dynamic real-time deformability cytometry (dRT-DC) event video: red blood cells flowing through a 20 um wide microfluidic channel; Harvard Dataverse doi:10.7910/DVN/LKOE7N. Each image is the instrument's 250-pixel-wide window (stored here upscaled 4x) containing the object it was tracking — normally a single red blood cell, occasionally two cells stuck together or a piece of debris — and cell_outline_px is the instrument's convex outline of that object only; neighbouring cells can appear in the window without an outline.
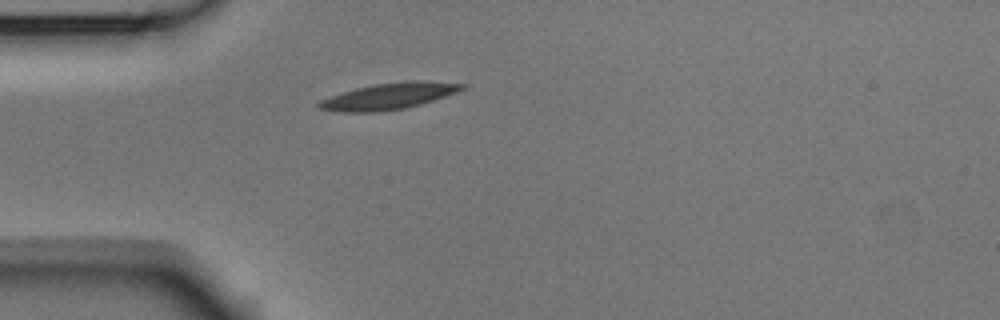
{"species": "Egyptian fruit bat (a non-hibernating species)", "species_latin": "Rousettus aegyptiacus", "temperature_condition": "room temperature", "stored_images_in_passage": 1, "camera_frame_rate_fps": 3000, "um_per_image_px": 0.085, "animal": {"sex": "male"}, "frame": {"image": 1, "passage_image": 1, "time_ms": 0.0, "image_size_px": [1000, 320], "cell_outline_px": [[468, 84], [464, 88], [456, 92], [420, 104], [404, 108], [376, 112], [340, 112], [320, 108], [316, 104], [320, 100], [356, 88], [372, 84], [404, 80], [424, 80]], "centroid_in_image_um": [33.07, 8.15], "position_along_channel_um": 51.9, "area_um2": 21.85}}